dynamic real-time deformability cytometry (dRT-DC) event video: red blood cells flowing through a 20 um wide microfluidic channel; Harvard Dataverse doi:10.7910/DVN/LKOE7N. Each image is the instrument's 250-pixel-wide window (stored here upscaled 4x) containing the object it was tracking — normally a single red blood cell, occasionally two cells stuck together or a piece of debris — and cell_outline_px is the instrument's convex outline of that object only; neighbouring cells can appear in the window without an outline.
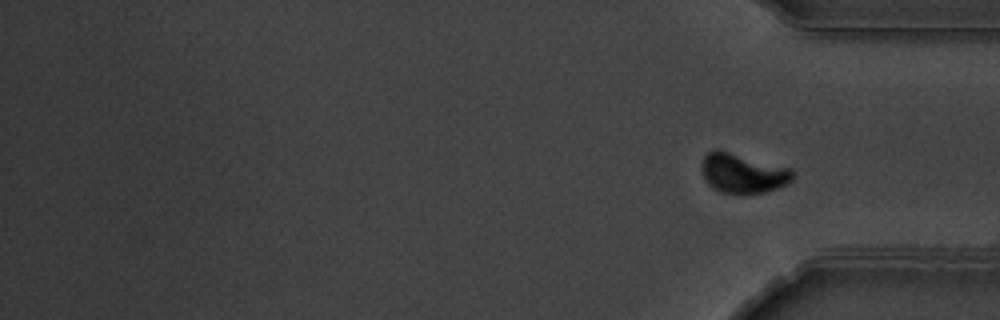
{"species": "common noctule bat (a hibernating species)", "species_latin": "Nyctalus noctula", "temperature_condition": "warm", "stored_images_in_passage": 14, "segment_of_instrument_passage": [2, 2], "camera_frame_rate_fps": 3000, "um_per_image_px": 0.085, "animal": {"sex": "male", "body_mass_g": 19.5, "forearm_length_mm": 54.6}, "frame": {"image": 1, "passage_image": 14, "time_ms": 4.333, "image_size_px": [1000, 320], "cell_outline_px": [[796, 176], [788, 184], [780, 188], [748, 196], [740, 196], [720, 192], [712, 188], [708, 184], [700, 168], [700, 164], [704, 156], [708, 152], [716, 148], [792, 168], [796, 172]], "centroid_in_image_um": [63.17, 14.76], "position_along_channel_um": 372.0, "area_um2": 22.02}}